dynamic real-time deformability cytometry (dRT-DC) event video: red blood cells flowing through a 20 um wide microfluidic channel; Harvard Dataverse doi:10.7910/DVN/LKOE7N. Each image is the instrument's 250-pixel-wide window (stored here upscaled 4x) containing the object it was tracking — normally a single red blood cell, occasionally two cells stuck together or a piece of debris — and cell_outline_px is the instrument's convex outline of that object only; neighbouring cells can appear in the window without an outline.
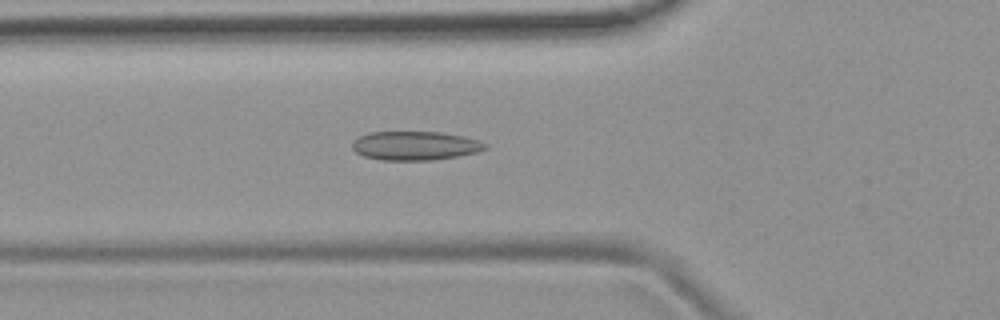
{"species": "common noctule bat (a hibernating species)", "species_latin": "Nyctalus noctula", "temperature_condition": "room temperature", "stored_images_in_passage": 50, "camera_frame_rate_fps": 3000, "um_per_image_px": 0.085, "animal": {"sex": "female", "body_mass_g": 19.9}, "frame": {"image": 1, "passage_image": 16, "time_ms": 5.0, "image_size_px": [1000, 320], "cell_outline_px": [[488, 148], [476, 152], [456, 156], [432, 160], [380, 160], [364, 156], [356, 152], [352, 148], [352, 144], [360, 136], [368, 132], [444, 132], [464, 136], [480, 140], [488, 144]], "centroid_in_image_um": [35.32, 12.38], "position_along_channel_um": 90.5, "area_um2": 22.43}}
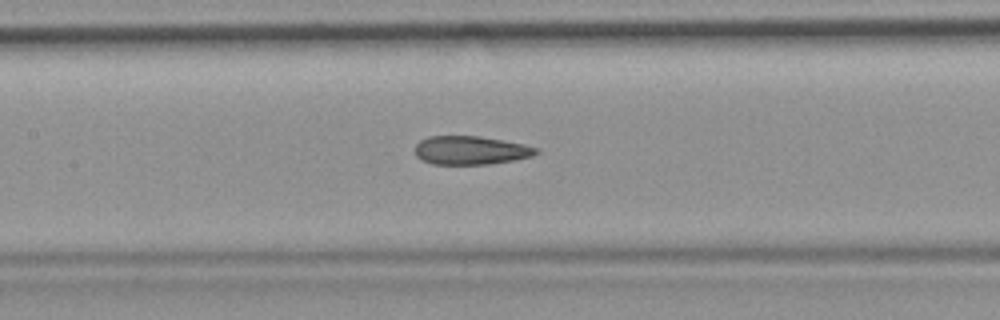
{"frame": {"image": 2, "passage_image": 22, "time_ms": 7.0, "image_size_px": [1000, 320], "cell_outline_px": [[540, 152], [532, 156], [492, 164], [432, 164], [420, 160], [416, 156], [416, 144], [420, 140], [428, 136], [480, 136], [524, 144], [540, 148]], "centroid_in_image_um": [40.01, 12.77], "position_along_channel_um": 167.4, "area_um2": 20.29}}
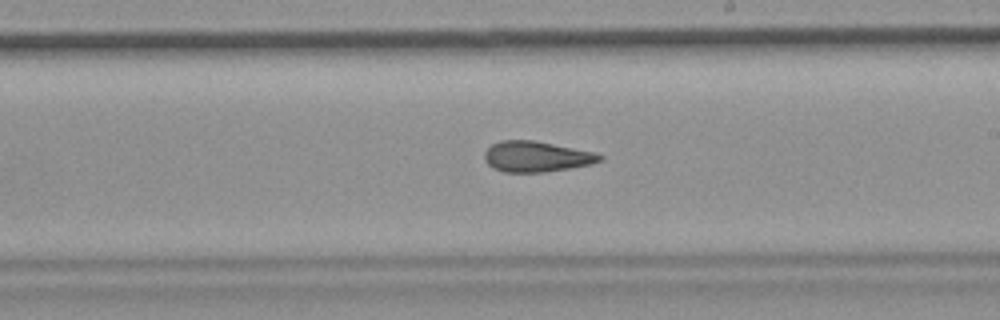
{"frame": {"image": 3, "passage_image": 28, "time_ms": 9.0, "image_size_px": [1000, 320], "cell_outline_px": [[604, 160], [592, 164], [544, 172], [504, 172], [492, 168], [484, 160], [484, 152], [492, 144], [500, 140], [532, 140], [596, 152], [604, 156]], "centroid_in_image_um": [45.6, 13.31], "position_along_channel_um": 243.4, "area_um2": 20.69}, "authors_computed_cell_mechanics": {"area_um2": 21.1548, "velocity_mm_per_s": 3.8204, "shape_relaxation_time_tau1_ms": null, "shape_relaxation_time_tau2_ms": 2.5594, "deformation_change_tau1": null, "deformation_change_tau2": 0.093}}